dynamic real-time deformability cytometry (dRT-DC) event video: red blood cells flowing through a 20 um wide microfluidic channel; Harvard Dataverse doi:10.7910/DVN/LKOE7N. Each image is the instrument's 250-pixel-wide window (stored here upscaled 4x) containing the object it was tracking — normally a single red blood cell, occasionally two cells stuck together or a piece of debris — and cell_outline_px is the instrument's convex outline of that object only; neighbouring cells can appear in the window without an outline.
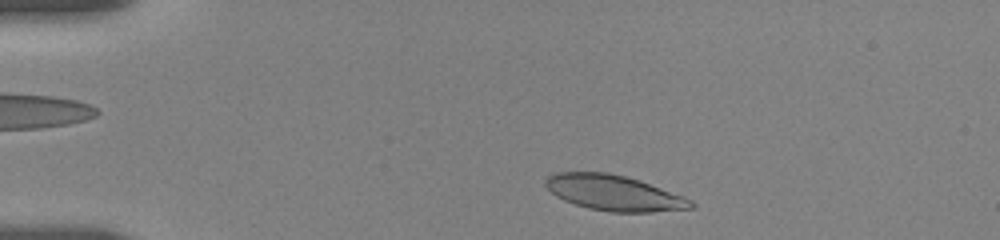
{"species": "human", "species_latin": "Homo sapiens", "temperature_condition": "room temperature", "stored_images_in_passage": 89, "camera_frame_rate_fps": 3000, "um_per_image_px": 0.085, "donor": {"sex": "female"}, "frame": {"image": 1, "passage_image": 1, "time_ms": 0.0, "image_size_px": [1000, 240], "cell_outline_px": [[696, 204], [692, 208], [652, 212], [608, 212], [588, 208], [564, 200], [556, 196], [544, 184], [544, 180], [548, 176], [556, 172], [608, 172], [624, 176], [684, 196], [692, 200]], "centroid_in_image_um": [52.17, 16.4], "position_along_channel_um": 32.8, "area_um2": 29.82}}
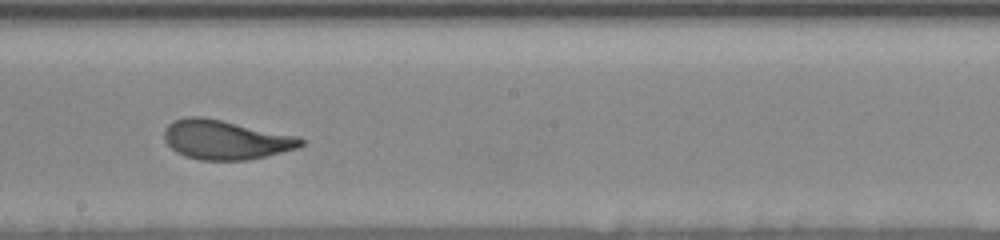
{"frame": {"image": 2, "passage_image": 43, "time_ms": 7.0, "image_size_px": [1000, 240], "cell_outline_px": [[304, 144], [296, 148], [248, 160], [200, 160], [184, 156], [176, 152], [164, 140], [164, 132], [168, 124], [176, 120], [188, 116], [200, 116], [300, 136], [304, 140]], "centroid_in_image_um": [19.16, 11.88], "position_along_channel_um": 229.0, "area_um2": 31.1}}
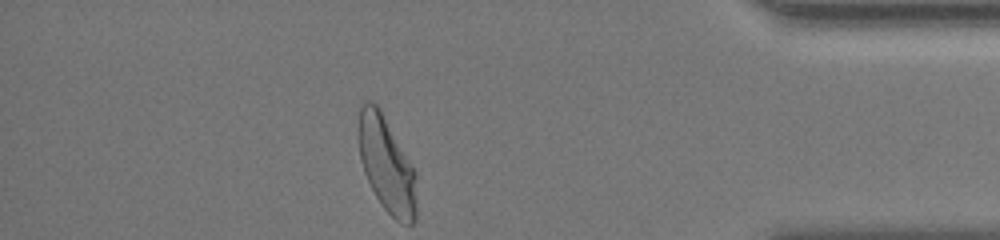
{"frame": {"image": 3, "passage_image": 88, "time_ms": 12.667, "image_size_px": [1000, 240], "cell_outline_px": [[416, 220], [412, 224], [400, 224], [380, 204], [364, 172], [360, 156], [356, 132], [360, 108], [368, 100], [376, 104], [380, 108], [416, 172]], "centroid_in_image_um": [32.85, 13.99], "position_along_channel_um": 402.3, "area_um2": 32.54}, "authors_computed_cell_mechanics": {"area_um2": 31.0964, "velocity_mm_per_s": 3.6225, "shape_relaxation_time_tau1_ms": 3.514, "shape_relaxation_time_tau2_ms": 0.7845, "deformation_change_tau1": 0.1664, "deformation_change_tau2": 0.0668}}